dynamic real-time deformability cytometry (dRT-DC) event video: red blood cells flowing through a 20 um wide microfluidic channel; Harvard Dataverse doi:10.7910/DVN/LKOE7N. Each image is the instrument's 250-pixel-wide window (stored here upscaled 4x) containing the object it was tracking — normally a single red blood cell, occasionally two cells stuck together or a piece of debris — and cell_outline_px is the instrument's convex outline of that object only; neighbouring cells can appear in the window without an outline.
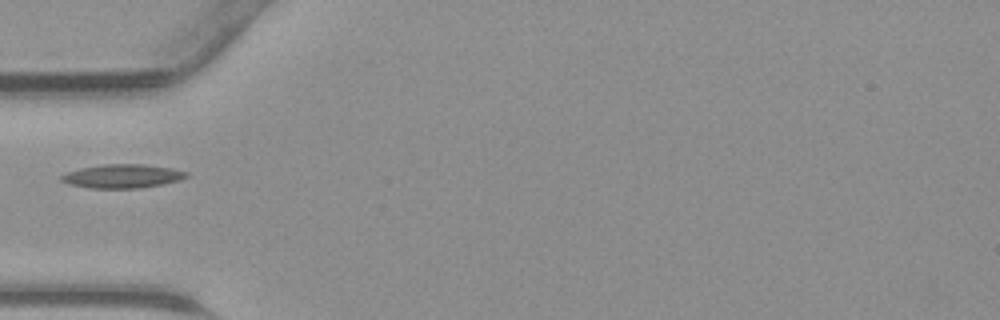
{"species": "common noctule bat (a hibernating species)", "species_latin": "Nyctalus noctula", "temperature_condition": "warm", "stored_images_in_passage": 19, "camera_frame_rate_fps": 3000, "um_per_image_px": 0.085, "animal": {"sex": "male", "body_mass_g": 23.1, "forearm_length_mm": 52.7}, "frame": {"image": 1, "passage_image": 1, "time_ms": 0.0, "image_size_px": [1000, 320], "cell_outline_px": [[188, 176], [180, 180], [164, 184], [140, 188], [92, 188], [68, 184], [60, 180], [60, 176], [68, 172], [80, 168], [100, 164], [144, 164], [172, 168], [188, 172]], "centroid_in_image_um": [10.42, 14.97], "position_along_channel_um": 74.6, "area_um2": 17.4}}